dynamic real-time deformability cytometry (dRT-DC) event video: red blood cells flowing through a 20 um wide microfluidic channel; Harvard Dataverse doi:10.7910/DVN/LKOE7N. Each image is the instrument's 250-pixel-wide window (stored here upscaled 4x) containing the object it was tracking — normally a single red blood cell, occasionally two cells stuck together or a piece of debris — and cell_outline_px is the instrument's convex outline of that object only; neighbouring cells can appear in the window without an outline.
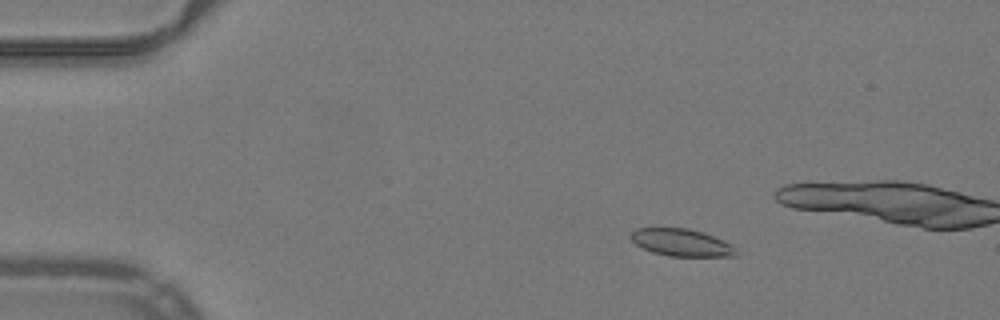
{"species": "common noctule bat (a hibernating species)", "species_latin": "Nyctalus noctula", "temperature_condition": "warm", "stored_images_in_passage": 54, "camera_frame_rate_fps": 3000, "um_per_image_px": 0.085, "animal": {"sex": "male", "body_mass_g": 19.2, "forearm_length_mm": 51.8}, "frame": {"image": 1, "passage_image": 10, "time_ms": 3.0, "image_size_px": [1000, 320], "cell_outline_px": [[736, 256], [668, 256], [652, 252], [636, 244], [628, 236], [636, 228], [688, 228], [704, 232], [724, 240], [732, 244], [736, 248]], "centroid_in_image_um": [57.94, 20.61], "position_along_channel_um": 27.1, "area_um2": 16.82}}
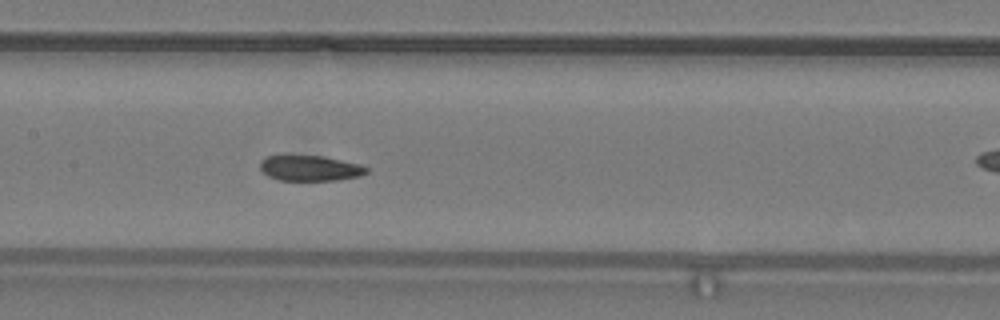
{"frame": {"image": 2, "passage_image": 27, "time_ms": 8.667, "image_size_px": [1000, 320], "cell_outline_px": [[368, 172], [360, 176], [336, 180], [276, 180], [260, 172], [260, 160], [264, 156], [324, 156], [360, 164], [368, 168]], "centroid_in_image_um": [26.32, 14.3], "position_along_channel_um": 181.1, "area_um2": 15.9}}
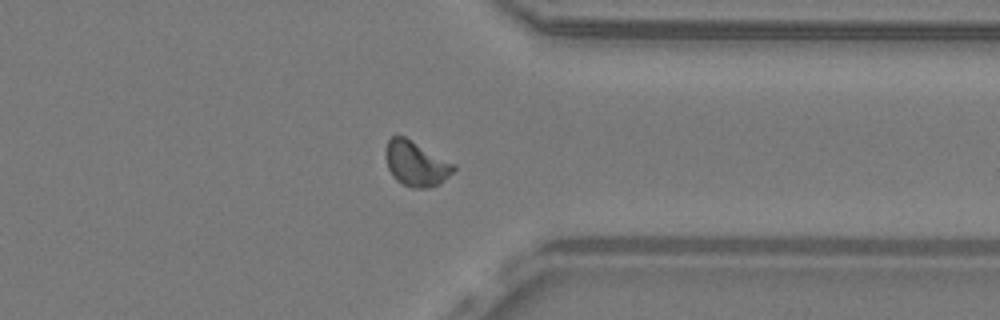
{"frame": {"image": 3, "passage_image": 42, "time_ms": 13.667, "image_size_px": [1000, 320], "cell_outline_px": [[456, 168], [440, 184], [428, 188], [412, 188], [396, 180], [392, 176], [388, 168], [384, 152], [388, 140], [392, 136], [404, 136], [456, 164]], "centroid_in_image_um": [35.35, 13.91], "position_along_channel_um": 376.0, "area_um2": 17.86}, "authors_computed_cell_mechanics": {"area_um2": 16.9932, "velocity_mm_per_s": 3.9775, "shape_relaxation_time_tau1_ms": null, "shape_relaxation_time_tau2_ms": 3.4249, "deformation_change_tau1": null, "deformation_change_tau2": 0.043}}